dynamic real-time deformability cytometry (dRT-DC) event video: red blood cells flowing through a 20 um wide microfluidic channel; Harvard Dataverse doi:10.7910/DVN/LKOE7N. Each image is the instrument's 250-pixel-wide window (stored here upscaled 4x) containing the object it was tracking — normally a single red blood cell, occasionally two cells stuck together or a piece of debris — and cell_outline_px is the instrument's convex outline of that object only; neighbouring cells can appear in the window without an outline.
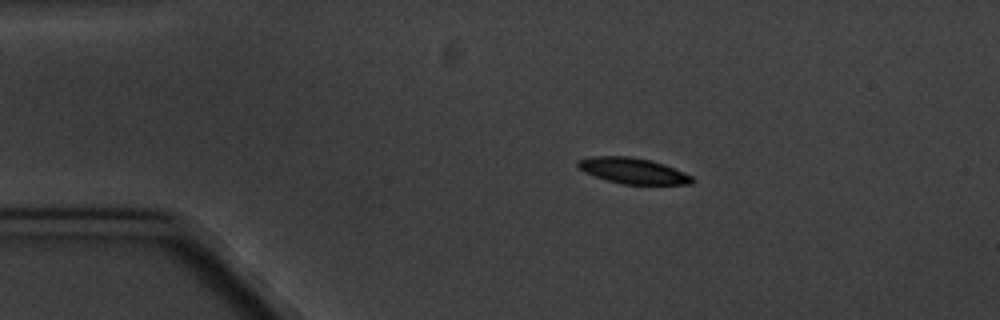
{"species": "common noctule bat (a hibernating species)", "species_latin": "Nyctalus noctula", "temperature_condition": "cold", "stored_images_in_passage": 5, "camera_frame_rate_fps": 3000, "um_per_image_px": 0.085, "animal": {"sex": "male", "body_mass_g": 20.1, "forearm_length_mm": 53.5}, "frame": {"image": 1, "passage_image": 2, "time_ms": 1.333, "image_size_px": [1000, 320], "cell_outline_px": [[696, 180], [692, 184], [624, 184], [608, 180], [584, 172], [576, 168], [576, 160], [592, 156], [628, 156], [652, 160], [664, 164], [684, 172], [692, 176]], "centroid_in_image_um": [53.79, 14.5], "position_along_channel_um": 31.2, "area_um2": 17.28}}
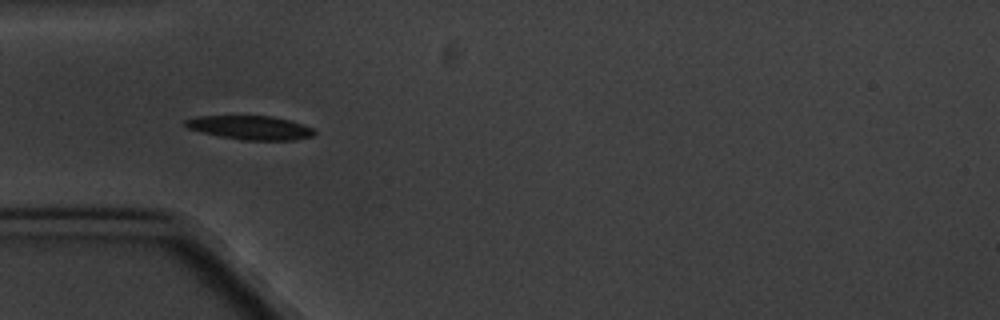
{"frame": {"image": 2, "passage_image": 4, "time_ms": 3.667, "image_size_px": [1000, 320], "cell_outline_px": [[316, 132], [312, 136], [296, 140], [244, 140], [220, 136], [200, 132], [188, 128], [180, 124], [184, 120], [196, 116], [272, 116], [288, 120], [316, 128]], "centroid_in_image_um": [21.26, 10.85], "position_along_channel_um": 63.7, "area_um2": 18.09}}